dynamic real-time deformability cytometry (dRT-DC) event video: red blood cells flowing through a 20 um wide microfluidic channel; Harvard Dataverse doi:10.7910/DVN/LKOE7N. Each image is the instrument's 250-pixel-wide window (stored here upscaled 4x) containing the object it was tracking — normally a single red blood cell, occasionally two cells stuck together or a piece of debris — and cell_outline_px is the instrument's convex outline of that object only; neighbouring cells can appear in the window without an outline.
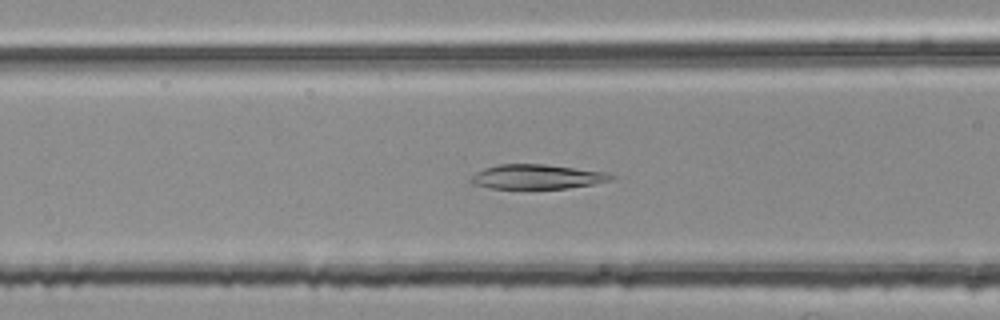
{"species": "common noctule bat (a hibernating species)", "species_latin": "Nyctalus noctula", "temperature_condition": "room temperature", "stored_images_in_passage": 25, "camera_frame_rate_fps": 3000, "um_per_image_px": 0.085, "animal": {"sex": "female", "body_mass_g": 25.1}, "frame": {"image": 1, "passage_image": 5, "time_ms": 1.333, "image_size_px": [1000, 320], "cell_outline_px": [[616, 176], [612, 180], [592, 184], [568, 188], [488, 188], [472, 184], [468, 180], [476, 172], [484, 168], [500, 164], [544, 164], [608, 172]], "centroid_in_image_um": [45.64, 15.02], "position_along_channel_um": 121.0, "area_um2": 20.06}}
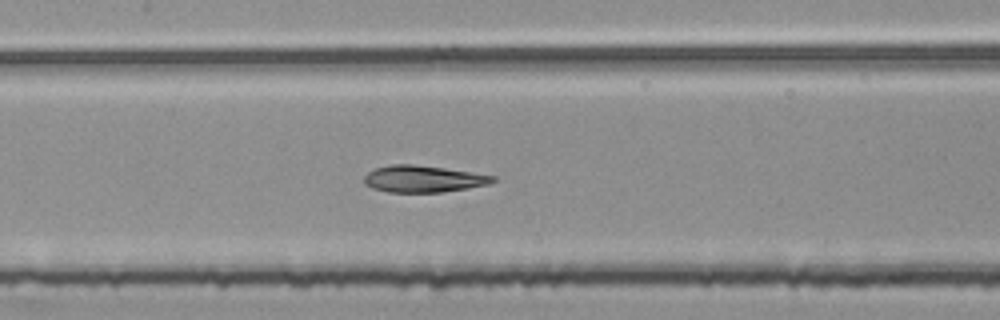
{"frame": {"image": 2, "passage_image": 9, "time_ms": 2.667, "image_size_px": [1000, 320], "cell_outline_px": [[496, 180], [488, 184], [468, 188], [444, 192], [388, 192], [372, 188], [364, 184], [364, 176], [368, 172], [376, 168], [392, 164], [412, 164], [444, 168], [496, 176]], "centroid_in_image_um": [35.96, 15.21], "position_along_channel_um": 171.4, "area_um2": 20.0}}